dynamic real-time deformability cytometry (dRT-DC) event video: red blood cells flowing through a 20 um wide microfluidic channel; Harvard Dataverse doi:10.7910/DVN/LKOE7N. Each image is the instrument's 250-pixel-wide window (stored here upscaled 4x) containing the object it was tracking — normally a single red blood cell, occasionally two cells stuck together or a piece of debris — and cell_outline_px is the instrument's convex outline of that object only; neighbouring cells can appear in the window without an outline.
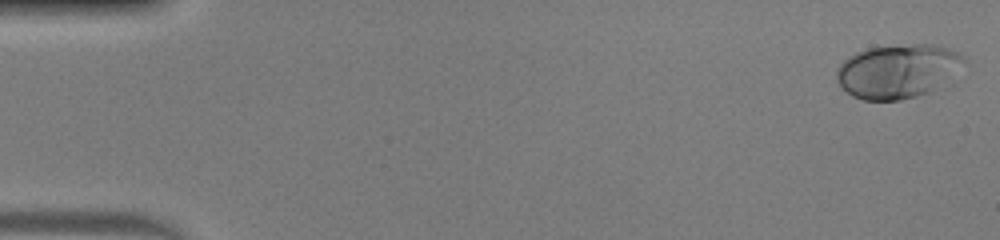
{"species": "human", "species_latin": "Homo sapiens", "temperature_condition": "warm", "stored_images_in_passage": 48, "camera_frame_rate_fps": 3000, "um_per_image_px": 0.085, "donor": {"sex": "male"}, "frame": {"image": 1, "passage_image": 1, "time_ms": 0.0, "image_size_px": [1000, 240], "cell_outline_px": [[968, 60], [940, 84], [928, 92], [916, 96], [900, 100], [864, 100], [852, 96], [836, 80], [836, 72], [840, 64], [848, 56], [856, 52], [868, 48], [912, 44], [932, 44], [948, 48], [964, 56]], "centroid_in_image_um": [76.27, 6.03], "position_along_channel_um": 8.7, "area_um2": 39.48}}
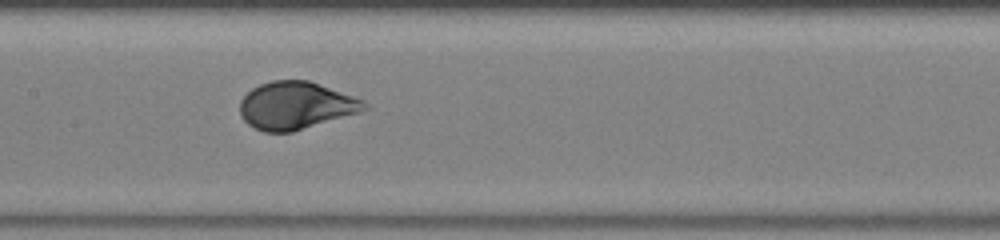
{"frame": {"image": 2, "passage_image": 24, "time_ms": 7.667, "image_size_px": [1000, 240], "cell_outline_px": [[372, 108], [360, 112], [292, 132], [264, 132], [248, 124], [240, 116], [240, 100], [252, 88], [260, 84], [272, 80], [308, 80], [364, 100]], "centroid_in_image_um": [25.15, 8.97], "position_along_channel_um": 182.2, "area_um2": 34.45}}
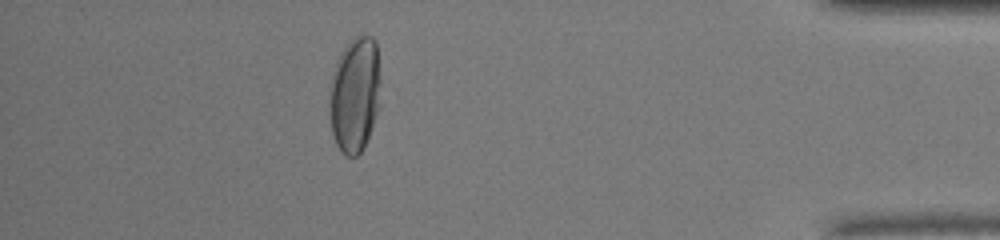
{"frame": {"image": 3, "passage_image": 43, "time_ms": 14.0, "image_size_px": [1000, 240], "cell_outline_px": [[380, 108], [364, 148], [356, 156], [344, 156], [340, 152], [336, 144], [332, 132], [332, 72], [340, 52], [356, 36], [372, 36], [376, 40], [380, 80]], "centroid_in_image_um": [30.21, 8.06], "position_along_channel_um": 405.0, "area_um2": 34.16}, "authors_computed_cell_mechanics": {"area_um2": 35.5759, "velocity_mm_per_s": 4.2396, "shape_relaxation_time_tau1_ms": 2.7689, "shape_relaxation_time_tau2_ms": null, "deformation_change_tau1": 0.1817, "deformation_change_tau2": null}}